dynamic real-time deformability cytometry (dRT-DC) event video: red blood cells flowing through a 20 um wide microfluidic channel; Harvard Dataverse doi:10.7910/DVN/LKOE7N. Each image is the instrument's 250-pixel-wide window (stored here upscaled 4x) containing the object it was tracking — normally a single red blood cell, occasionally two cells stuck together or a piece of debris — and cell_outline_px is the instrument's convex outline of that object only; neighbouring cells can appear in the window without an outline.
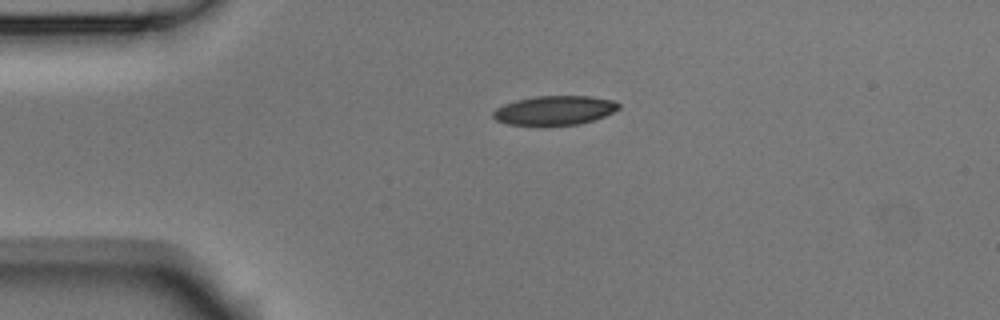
{"species": "Egyptian fruit bat (a non-hibernating species)", "species_latin": "Rousettus aegyptiacus", "temperature_condition": "room temperature", "stored_images_in_passage": 2, "camera_frame_rate_fps": 3000, "um_per_image_px": 0.085, "animal": {"sex": "male"}, "frame": {"image": 1, "passage_image": 1, "time_ms": 0.0, "image_size_px": [1000, 320], "cell_outline_px": [[620, 108], [604, 116], [580, 124], [508, 124], [496, 120], [492, 116], [492, 112], [496, 108], [504, 104], [516, 100], [536, 96], [592, 96], [612, 100], [620, 104]], "centroid_in_image_um": [47.14, 9.36], "position_along_channel_um": 37.9, "area_um2": 21.04}}